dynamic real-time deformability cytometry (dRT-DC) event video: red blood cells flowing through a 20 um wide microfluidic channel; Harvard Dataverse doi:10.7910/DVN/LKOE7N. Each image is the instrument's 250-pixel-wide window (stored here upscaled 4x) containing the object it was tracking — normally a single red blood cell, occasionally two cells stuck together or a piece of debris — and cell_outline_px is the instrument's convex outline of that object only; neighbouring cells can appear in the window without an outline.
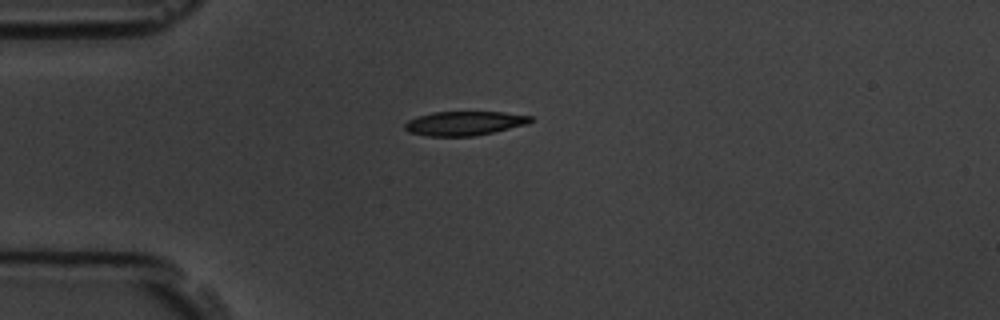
{"species": "common noctule bat (a hibernating species)", "species_latin": "Nyctalus noctula", "temperature_condition": "room temperature", "stored_images_in_passage": 4, "camera_frame_rate_fps": 3000, "um_per_image_px": 0.085, "animal": {"sex": "male", "body_mass_g": 19.5, "forearm_length_mm": 54.6}, "frame": {"image": 1, "passage_image": 1, "time_ms": 0.0, "image_size_px": [1000, 320], "cell_outline_px": [[532, 120], [528, 124], [492, 132], [472, 136], [428, 136], [408, 132], [404, 128], [404, 124], [408, 120], [416, 116], [432, 112], [504, 112], [532, 116]], "centroid_in_image_um": [39.44, 10.47], "position_along_channel_um": 45.6, "area_um2": 17.69}}
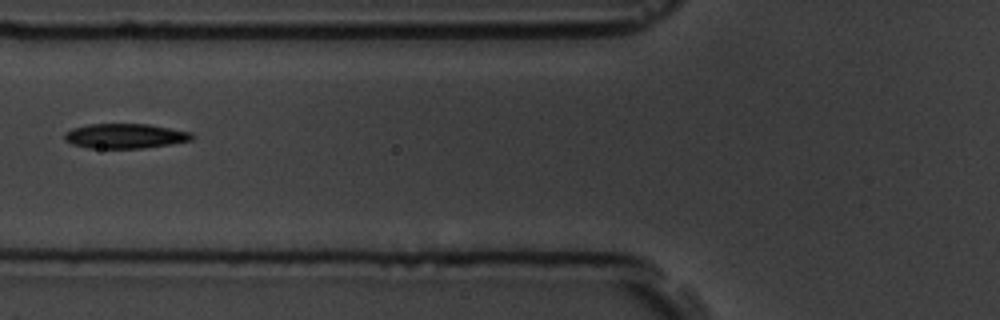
{"frame": {"image": 2, "passage_image": 3, "time_ms": 2.333, "image_size_px": [1000, 320], "cell_outline_px": [[196, 136], [192, 140], [144, 148], [88, 148], [72, 144], [64, 140], [64, 132], [72, 128], [88, 124], [148, 124], [192, 132]], "centroid_in_image_um": [10.62, 11.56], "position_along_channel_um": 115.2, "area_um2": 18.5}}
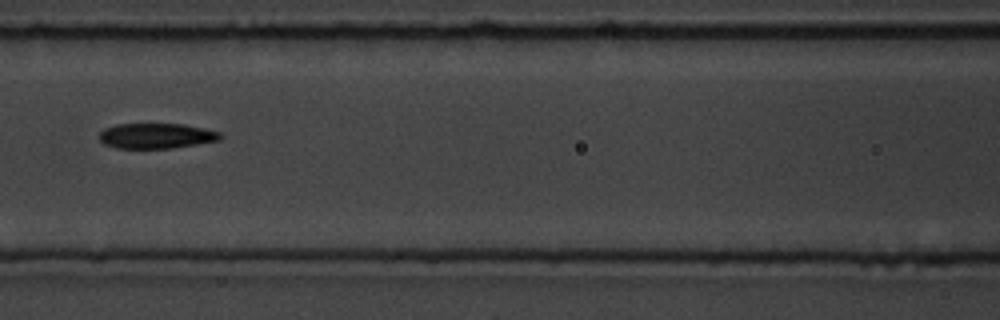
{"frame": {"image": 3, "passage_image": 4, "time_ms": 3.333, "image_size_px": [1000, 320], "cell_outline_px": [[224, 136], [220, 140], [172, 148], [116, 148], [104, 144], [100, 140], [100, 132], [104, 128], [116, 124], [184, 124], [204, 128], [220, 132]], "centroid_in_image_um": [13.3, 11.54], "position_along_channel_um": 153.3, "area_um2": 17.86}}